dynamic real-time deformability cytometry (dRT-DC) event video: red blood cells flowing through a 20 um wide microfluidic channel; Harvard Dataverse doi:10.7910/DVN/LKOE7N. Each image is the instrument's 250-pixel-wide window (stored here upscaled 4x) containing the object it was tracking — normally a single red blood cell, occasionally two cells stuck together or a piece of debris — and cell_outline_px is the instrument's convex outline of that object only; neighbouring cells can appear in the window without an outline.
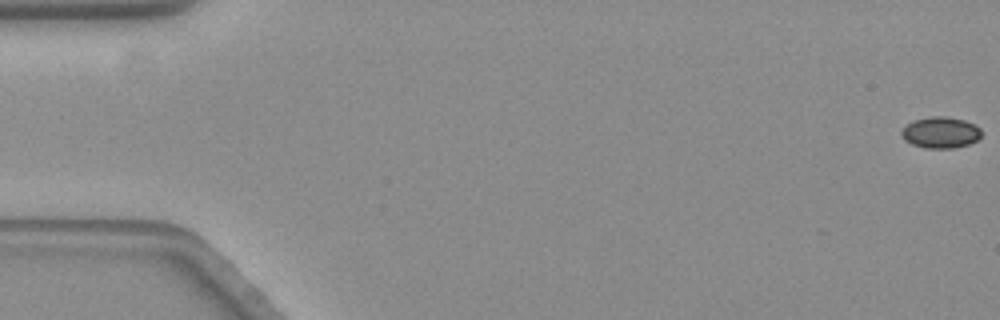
{"species": "common noctule bat (a hibernating species)", "species_latin": "Nyctalus noctula", "temperature_condition": "warm", "stored_images_in_passage": 59, "camera_frame_rate_fps": 3000, "um_per_image_px": 0.085, "animal": {"sex": "female", "body_mass_g": 19.3, "forearm_length_mm": 54.1}, "frame": {"image": 1, "passage_image": 1, "time_ms": 0.0, "image_size_px": [1000, 320], "cell_outline_px": [[980, 136], [976, 140], [968, 144], [952, 148], [924, 148], [912, 144], [904, 140], [900, 132], [908, 124], [916, 120], [932, 116], [944, 116], [964, 120], [980, 128]], "centroid_in_image_um": [79.93, 11.27], "position_along_channel_um": 5.1, "area_um2": 14.28}}
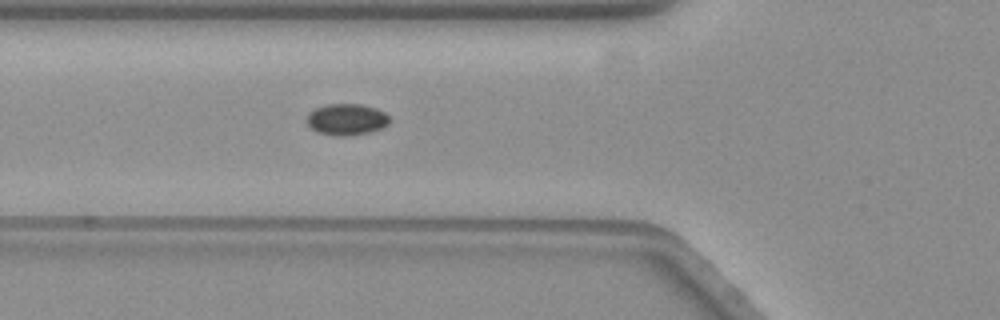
{"frame": {"image": 2, "passage_image": 22, "time_ms": 7.0, "image_size_px": [1000, 320], "cell_outline_px": [[388, 124], [380, 128], [368, 132], [348, 136], [336, 136], [316, 132], [308, 124], [308, 112], [316, 108], [328, 104], [360, 104], [376, 108], [384, 112], [388, 116]], "centroid_in_image_um": [29.44, 10.15], "position_along_channel_um": 96.4, "area_um2": 14.97}}
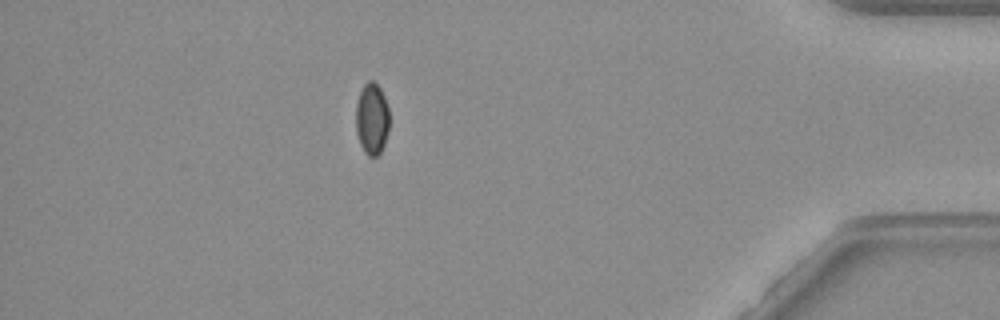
{"frame": {"image": 3, "passage_image": 52, "time_ms": 17.0, "image_size_px": [1000, 320], "cell_outline_px": [[388, 132], [384, 144], [380, 152], [376, 156], [368, 156], [364, 152], [360, 144], [356, 132], [356, 100], [364, 84], [368, 80], [372, 80], [380, 88], [384, 96], [388, 108]], "centroid_in_image_um": [31.59, 10.09], "position_along_channel_um": 403.6, "area_um2": 13.99}}